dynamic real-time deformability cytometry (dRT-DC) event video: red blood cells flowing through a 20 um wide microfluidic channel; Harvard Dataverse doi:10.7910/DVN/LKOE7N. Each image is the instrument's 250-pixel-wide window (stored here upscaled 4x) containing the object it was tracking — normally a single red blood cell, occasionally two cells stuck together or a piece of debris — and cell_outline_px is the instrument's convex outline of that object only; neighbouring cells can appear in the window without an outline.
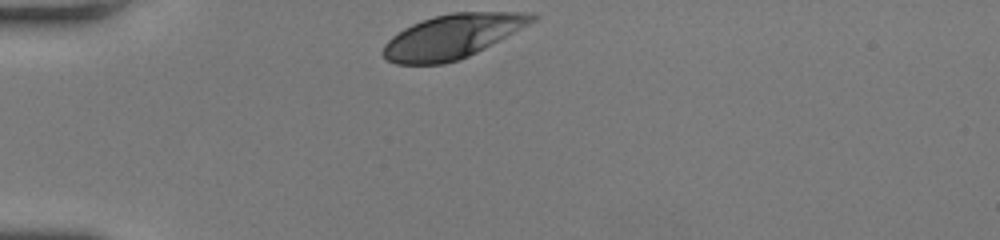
{"species": "human", "species_latin": "Homo sapiens", "temperature_condition": "room temperature", "stored_images_in_passage": 29, "camera_frame_rate_fps": 3000, "um_per_image_px": 0.085, "donor": {"sex": "female"}, "frame": {"image": 1, "passage_image": 1, "time_ms": 0.0, "image_size_px": [1000, 240], "cell_outline_px": [[540, 16], [536, 20], [484, 48], [468, 56], [444, 64], [396, 64], [388, 60], [380, 52], [384, 44], [392, 36], [404, 28], [412, 24], [436, 16], [452, 12], [524, 12]], "centroid_in_image_um": [38.42, 3.09], "position_along_channel_um": 46.6, "area_um2": 37.8}}
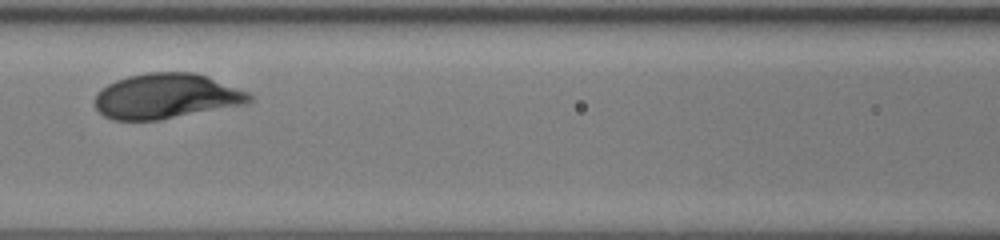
{"frame": {"image": 2, "passage_image": 11, "time_ms": 3.333, "image_size_px": [1000, 240], "cell_outline_px": [[252, 100], [244, 104], [160, 120], [112, 120], [104, 116], [96, 108], [92, 100], [96, 92], [108, 84], [116, 80], [128, 76], [148, 72], [196, 72], [248, 92], [252, 96]], "centroid_in_image_um": [14.07, 8.17], "position_along_channel_um": 152.5, "area_um2": 40.69}}
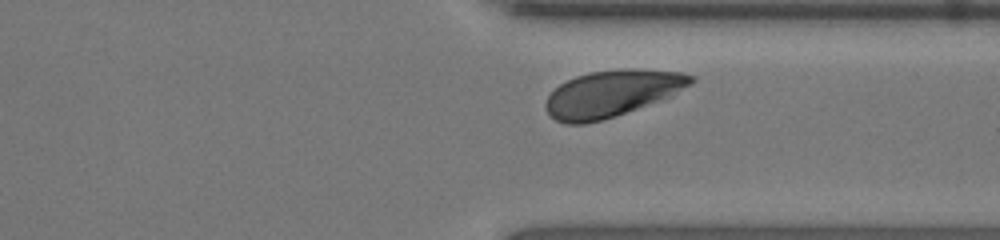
{"frame": {"image": 3, "passage_image": 26, "time_ms": 8.333, "image_size_px": [1000, 240], "cell_outline_px": [[696, 80], [692, 84], [672, 96], [600, 120], [584, 124], [564, 124], [556, 120], [544, 108], [544, 104], [548, 96], [560, 84], [576, 76], [588, 72], [620, 68], [632, 68], [684, 72], [696, 76]], "centroid_in_image_um": [52.04, 7.92], "position_along_channel_um": 359.4, "area_um2": 39.36}, "authors_computed_cell_mechanics": {"area_um2": 39.3618, "velocity_mm_per_s": 4.1193, "shape_relaxation_time_tau1_ms": 1.6406, "shape_relaxation_time_tau2_ms": null, "deformation_change_tau1": 0.1194, "deformation_change_tau2": null}}